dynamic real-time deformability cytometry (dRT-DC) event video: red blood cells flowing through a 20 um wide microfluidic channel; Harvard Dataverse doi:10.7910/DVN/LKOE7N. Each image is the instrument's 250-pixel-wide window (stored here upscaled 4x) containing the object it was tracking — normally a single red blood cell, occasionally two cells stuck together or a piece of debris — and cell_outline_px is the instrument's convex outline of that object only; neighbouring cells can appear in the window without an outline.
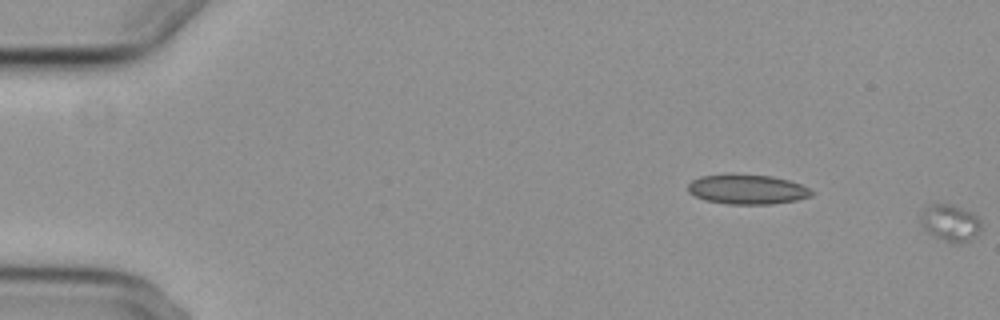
{"species": "common noctule bat (a hibernating species)", "species_latin": "Nyctalus noctula", "temperature_condition": "cold", "stored_images_in_passage": 8, "segment_of_instrument_passage": [2, 2], "camera_frame_rate_fps": 3000, "um_per_image_px": 0.085, "animal": {"sex": "female", "body_mass_g": 29.2, "forearm_length_mm": 56.3}, "frame": {"image": 1, "passage_image": 8, "time_ms": 2.333, "image_size_px": [1000, 320], "cell_outline_px": [[980, 232], [976, 236], [968, 240], [956, 244], [944, 240], [928, 232], [924, 228], [920, 220], [920, 216], [924, 208], [928, 204], [952, 204], [972, 212], [980, 220]], "centroid_in_image_um": [80.77, 18.92], "position_along_channel_um": 4.2, "area_um2": 12.89}}